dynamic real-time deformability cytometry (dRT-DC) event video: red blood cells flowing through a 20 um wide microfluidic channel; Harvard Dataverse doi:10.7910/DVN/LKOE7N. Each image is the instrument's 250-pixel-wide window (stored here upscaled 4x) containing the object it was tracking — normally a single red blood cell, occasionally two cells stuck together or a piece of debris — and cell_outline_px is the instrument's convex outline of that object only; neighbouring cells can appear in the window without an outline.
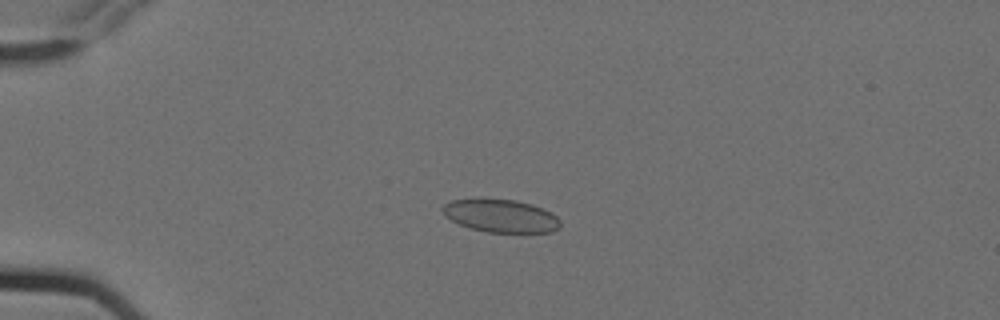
{"species": "Egyptian fruit bat (a non-hibernating species)", "species_latin": "Rousettus aegyptiacus", "temperature_condition": "cold", "stored_images_in_passage": 6, "camera_frame_rate_fps": 3000, "um_per_image_px": 0.085, "animal": {"sex": "female"}, "frame": {"image": 1, "passage_image": 3, "time_ms": 0.667, "image_size_px": [1000, 320], "cell_outline_px": [[560, 224], [552, 232], [488, 232], [468, 228], [444, 216], [440, 208], [444, 204], [452, 200], [516, 200], [552, 212], [560, 220]], "centroid_in_image_um": [42.54, 18.36], "position_along_channel_um": 42.5, "area_um2": 22.14}}
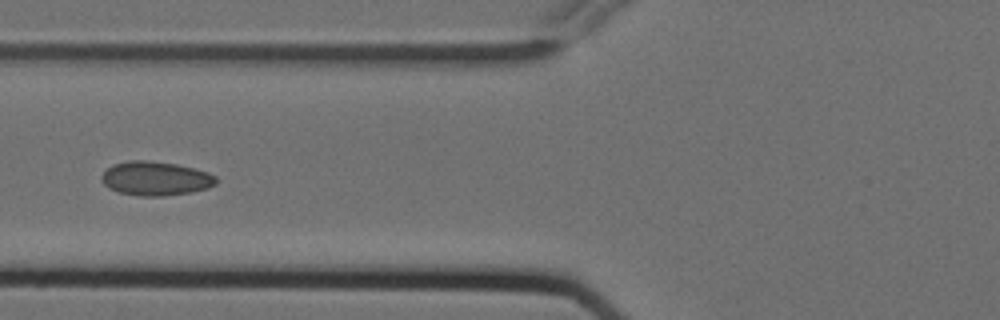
{"frame": {"image": 2, "passage_image": 5, "time_ms": 1.333, "image_size_px": [1000, 320], "cell_outline_px": [[216, 184], [208, 188], [188, 192], [164, 196], [140, 196], [120, 192], [108, 188], [100, 180], [100, 176], [112, 164], [128, 160], [144, 160], [176, 164], [208, 172], [216, 176]], "centroid_in_image_um": [13.19, 15.17], "position_along_channel_um": 112.6, "area_um2": 22.66}}
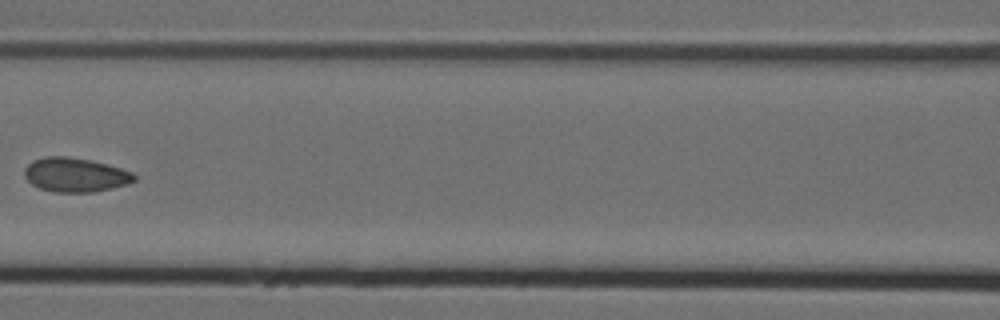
{"frame": {"image": 3, "passage_image": 6, "time_ms": 1.667, "image_size_px": [1000, 320], "cell_outline_px": [[136, 180], [128, 184], [112, 188], [92, 192], [52, 192], [40, 188], [32, 184], [24, 176], [24, 168], [32, 160], [44, 156], [64, 156], [88, 160], [120, 168], [132, 172], [136, 176]], "centroid_in_image_um": [6.37, 14.87], "position_along_channel_um": 160.2, "area_um2": 21.79}}